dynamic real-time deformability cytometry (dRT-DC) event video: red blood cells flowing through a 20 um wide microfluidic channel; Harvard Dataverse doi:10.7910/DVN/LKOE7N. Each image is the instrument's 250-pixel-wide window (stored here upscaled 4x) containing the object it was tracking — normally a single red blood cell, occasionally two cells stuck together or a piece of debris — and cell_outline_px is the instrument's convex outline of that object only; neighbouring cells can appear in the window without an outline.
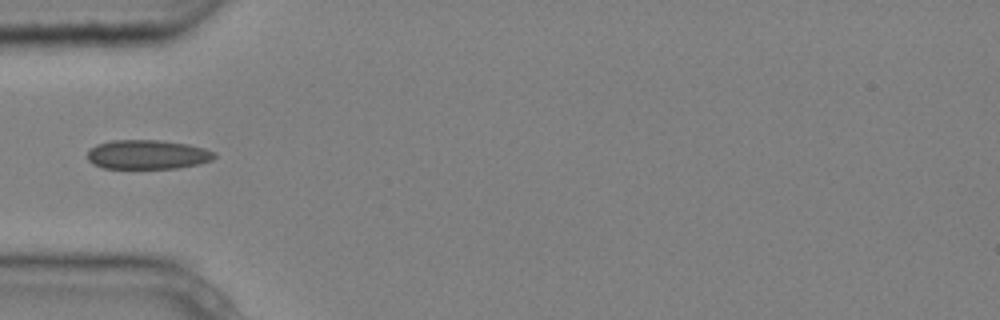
{"species": "common noctule bat (a hibernating species)", "species_latin": "Nyctalus noctula", "temperature_condition": "cold", "stored_images_in_passage": 8, "camera_frame_rate_fps": 3000, "um_per_image_px": 0.085, "animal": {"sex": "male", "body_mass_g": 20.4}, "frame": {"image": 1, "passage_image": 5, "time_ms": 1.333, "image_size_px": [1000, 320], "cell_outline_px": [[216, 156], [212, 160], [200, 164], [176, 168], [104, 168], [92, 164], [88, 160], [88, 152], [96, 144], [112, 140], [160, 140], [188, 144], [204, 148], [216, 152]], "centroid_in_image_um": [12.56, 13.13], "position_along_channel_um": 72.4, "area_um2": 21.73}}
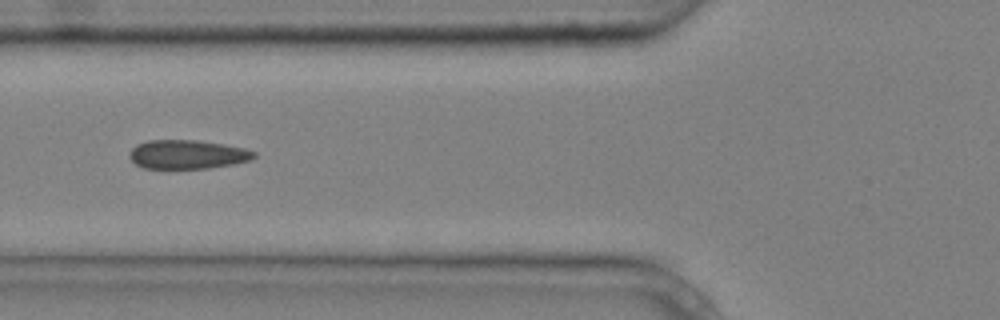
{"frame": {"image": 2, "passage_image": 6, "time_ms": 1.667, "image_size_px": [1000, 320], "cell_outline_px": [[256, 156], [252, 160], [232, 164], [208, 168], [144, 168], [136, 164], [128, 156], [128, 152], [136, 144], [148, 140], [196, 140], [224, 144], [244, 148], [256, 152]], "centroid_in_image_um": [15.92, 13.12], "position_along_channel_um": 109.9, "area_um2": 21.04}}